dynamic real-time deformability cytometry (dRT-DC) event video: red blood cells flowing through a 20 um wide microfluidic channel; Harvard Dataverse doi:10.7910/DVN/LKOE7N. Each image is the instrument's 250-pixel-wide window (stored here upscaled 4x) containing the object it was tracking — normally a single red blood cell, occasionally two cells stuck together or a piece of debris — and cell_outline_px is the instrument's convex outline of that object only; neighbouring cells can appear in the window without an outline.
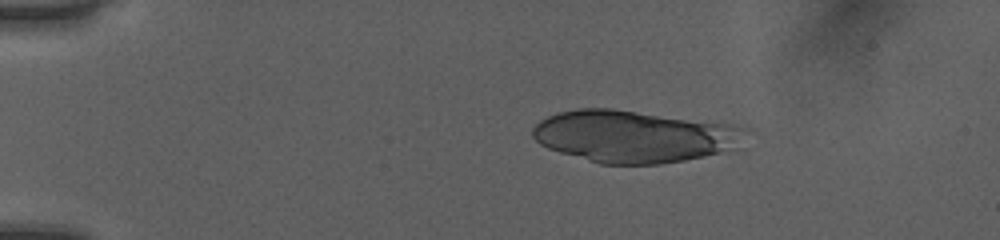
{"species": "human", "species_latin": "Homo sapiens", "temperature_condition": "room temperature", "stored_images_in_passage": 49, "camera_frame_rate_fps": 3000, "um_per_image_px": 0.085, "donor": {"sex": "female"}, "frame": {"image": 1, "passage_image": 9, "time_ms": 2.667, "image_size_px": [1000, 240], "cell_outline_px": [[748, 128], [720, 152], [704, 156], [684, 160], [660, 164], [600, 164], [560, 152], [548, 148], [540, 144], [532, 136], [532, 128], [540, 120], [556, 112], [576, 108], [612, 108], [736, 124]], "centroid_in_image_um": [53.74, 11.56], "position_along_channel_um": 31.3, "area_um2": 63.93}}